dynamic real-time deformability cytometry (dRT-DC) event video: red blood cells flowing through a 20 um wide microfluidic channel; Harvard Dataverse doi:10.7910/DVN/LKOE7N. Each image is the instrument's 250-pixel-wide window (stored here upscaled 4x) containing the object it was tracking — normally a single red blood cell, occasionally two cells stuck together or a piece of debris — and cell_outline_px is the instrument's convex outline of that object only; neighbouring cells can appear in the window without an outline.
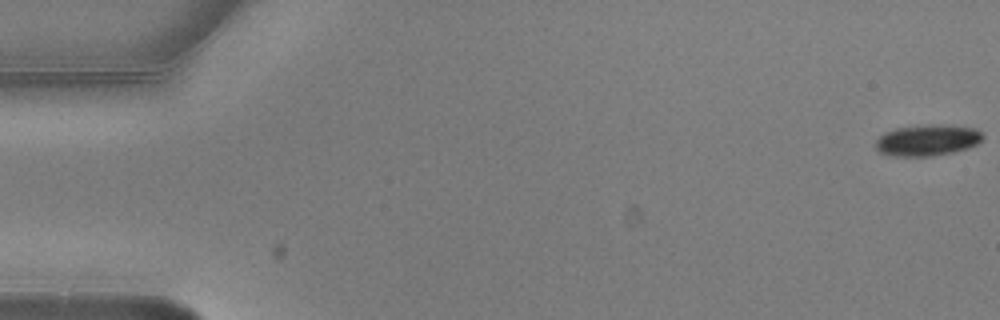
{"species": "common noctule bat (a hibernating species)", "species_latin": "Nyctalus noctula", "temperature_condition": "warm", "stored_images_in_passage": 6, "camera_frame_rate_fps": 3000, "um_per_image_px": 0.085, "animal": {"sex": "male", "body_mass_g": 20.5, "forearm_length_mm": 52.5}, "frame": {"image": 1, "passage_image": 1, "time_ms": 0.0, "image_size_px": [1000, 320], "cell_outline_px": [[984, 136], [976, 144], [968, 148], [952, 152], [932, 156], [892, 156], [880, 152], [876, 148], [876, 140], [884, 132], [896, 128], [928, 124], [940, 124], [972, 128], [980, 132]], "centroid_in_image_um": [78.79, 11.91], "position_along_channel_um": 6.2, "area_um2": 19.36}}
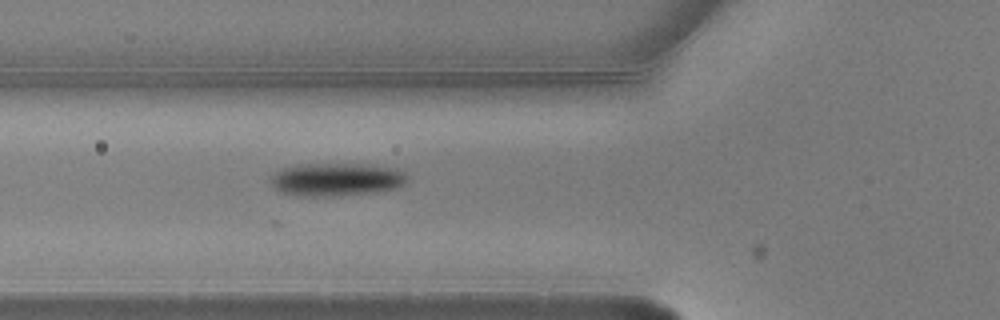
{"frame": {"image": 2, "passage_image": 6, "time_ms": 1.667, "image_size_px": [1000, 320], "cell_outline_px": [[408, 176], [404, 184], [396, 188], [376, 192], [332, 196], [296, 196], [280, 192], [272, 184], [272, 176], [276, 172], [284, 168], [304, 164], [360, 164], [388, 168], [404, 172]], "centroid_in_image_um": [28.58, 15.27], "position_along_channel_um": 97.2, "area_um2": 25.89}}